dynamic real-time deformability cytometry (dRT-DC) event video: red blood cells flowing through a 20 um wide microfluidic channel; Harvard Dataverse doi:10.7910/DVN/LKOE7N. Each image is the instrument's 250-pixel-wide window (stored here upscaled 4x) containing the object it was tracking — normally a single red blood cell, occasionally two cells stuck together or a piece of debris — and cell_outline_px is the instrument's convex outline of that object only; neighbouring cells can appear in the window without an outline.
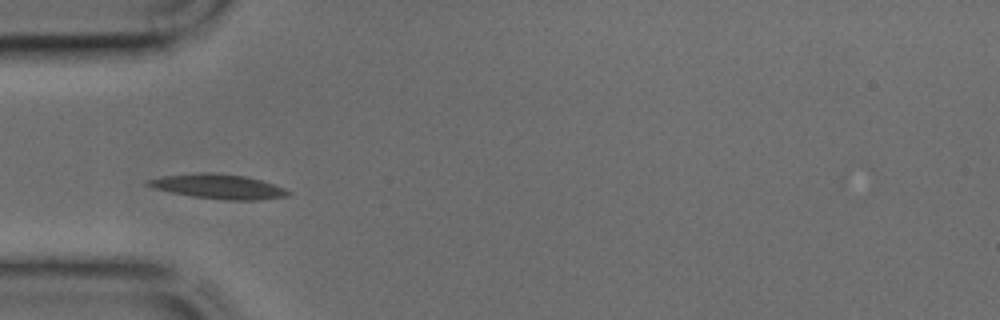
{"species": "common noctule bat (a hibernating species)", "species_latin": "Nyctalus noctula", "temperature_condition": "cold", "stored_images_in_passage": 22, "camera_frame_rate_fps": 3000, "um_per_image_px": 0.085, "animal": {"sex": "male", "body_mass_g": 17.9, "forearm_length_mm": 54.2}, "frame": {"image": 1, "passage_image": 1, "time_ms": 0.0, "image_size_px": [1000, 320], "cell_outline_px": [[292, 192], [288, 196], [260, 200], [224, 200], [192, 196], [152, 188], [144, 184], [144, 180], [164, 176], [200, 172], [212, 172], [244, 176], [260, 180], [284, 188]], "centroid_in_image_um": [18.53, 15.85], "position_along_channel_um": 66.5, "area_um2": 20.11}}
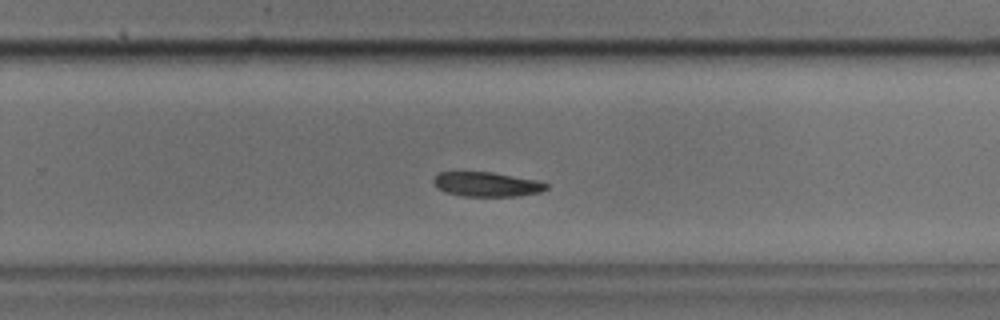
{"frame": {"image": 2, "passage_image": 16, "time_ms": 5.0, "image_size_px": [1000, 320], "cell_outline_px": [[548, 188], [540, 192], [516, 196], [464, 196], [448, 192], [436, 188], [432, 180], [440, 172], [492, 172], [536, 180], [548, 184]], "centroid_in_image_um": [41.37, 15.66], "position_along_channel_um": 288.4, "area_um2": 15.95}}
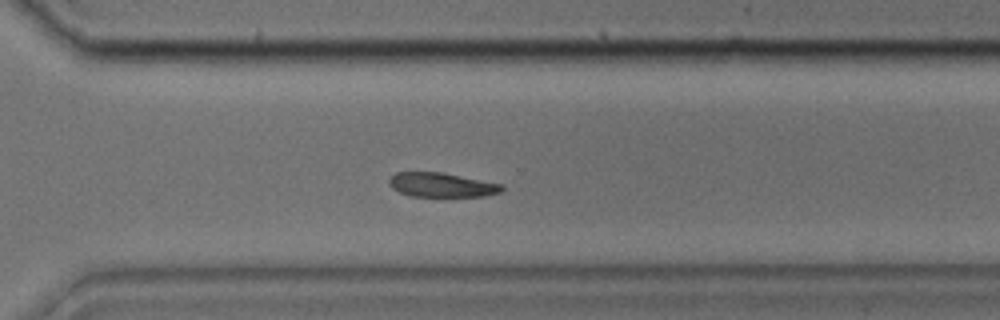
{"frame": {"image": 3, "passage_image": 19, "time_ms": 6.0, "image_size_px": [1000, 320], "cell_outline_px": [[504, 188], [500, 192], [484, 196], [408, 196], [392, 188], [388, 184], [388, 180], [396, 172], [440, 172], [500, 184]], "centroid_in_image_um": [37.47, 15.72], "position_along_channel_um": 333.1, "area_um2": 15.72}}